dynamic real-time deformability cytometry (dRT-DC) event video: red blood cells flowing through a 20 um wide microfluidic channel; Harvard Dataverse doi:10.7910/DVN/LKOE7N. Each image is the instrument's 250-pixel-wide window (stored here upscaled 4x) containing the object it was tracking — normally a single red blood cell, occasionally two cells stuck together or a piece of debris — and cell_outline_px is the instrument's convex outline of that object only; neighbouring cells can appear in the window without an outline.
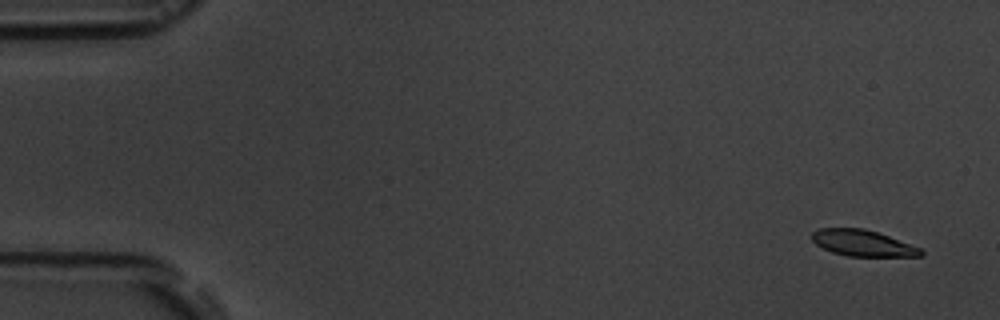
{"species": "common noctule bat (a hibernating species)", "species_latin": "Nyctalus noctula", "temperature_condition": "room temperature", "stored_images_in_passage": 4, "camera_frame_rate_fps": 3000, "um_per_image_px": 0.085, "animal": {"sex": "male", "body_mass_g": 19.5, "forearm_length_mm": 54.6}, "frame": {"image": 1, "passage_image": 1, "time_ms": 0.0, "image_size_px": [1000, 320], "cell_outline_px": [[924, 256], [848, 256], [832, 252], [816, 244], [812, 240], [812, 232], [820, 228], [864, 228], [888, 236], [920, 248], [924, 252]], "centroid_in_image_um": [73.32, 20.66], "position_along_channel_um": 11.7, "area_um2": 16.42}}
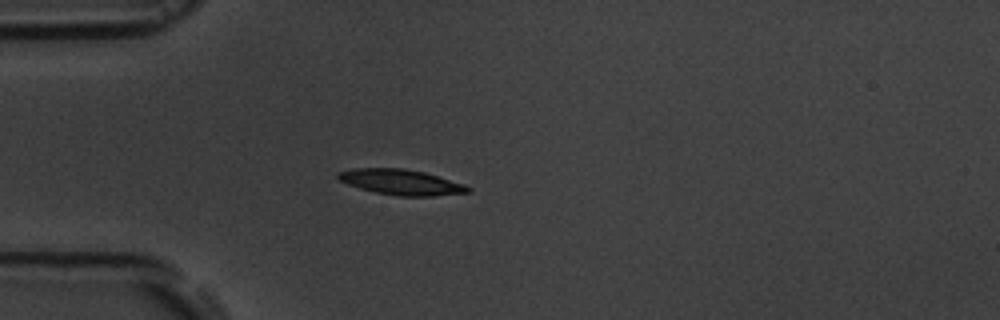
{"frame": {"image": 2, "passage_image": 4, "time_ms": 4.333, "image_size_px": [1000, 320], "cell_outline_px": [[472, 192], [432, 196], [400, 196], [376, 192], [360, 188], [348, 184], [340, 180], [336, 176], [340, 172], [356, 168], [404, 168], [424, 172], [464, 184], [472, 188]], "centroid_in_image_um": [34.14, 15.48], "position_along_channel_um": 50.9, "area_um2": 19.07}}